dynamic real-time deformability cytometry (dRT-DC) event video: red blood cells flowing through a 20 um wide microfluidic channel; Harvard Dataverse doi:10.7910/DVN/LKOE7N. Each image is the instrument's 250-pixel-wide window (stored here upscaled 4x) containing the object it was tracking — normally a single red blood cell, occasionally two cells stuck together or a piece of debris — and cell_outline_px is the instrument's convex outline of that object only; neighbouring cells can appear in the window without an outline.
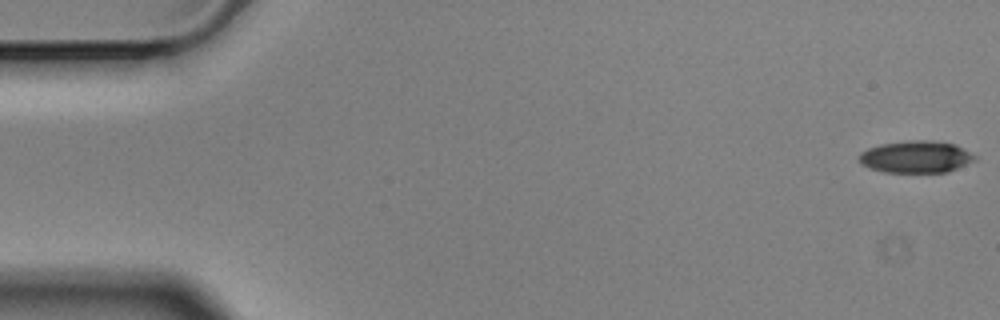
{"species": "Egyptian fruit bat (a non-hibernating species)", "species_latin": "Rousettus aegyptiacus", "temperature_condition": "cold", "stored_images_in_passage": 58, "camera_frame_rate_fps": 3000, "um_per_image_px": 0.085, "animal": {"sex": "male"}, "frame": {"image": 1, "passage_image": 1, "time_ms": 0.0, "image_size_px": [1000, 320], "cell_outline_px": [[976, 160], [948, 172], [884, 172], [860, 164], [860, 152], [868, 148], [880, 144], [908, 140], [932, 140], [956, 144], [976, 156]], "centroid_in_image_um": [77.87, 13.32], "position_along_channel_um": 7.1, "area_um2": 21.62}}
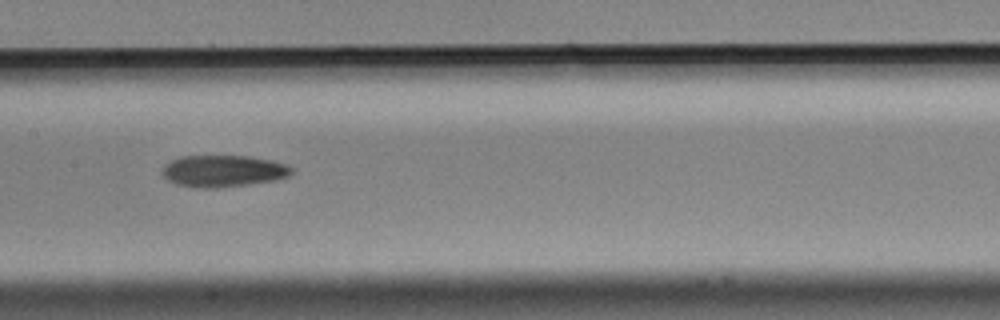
{"frame": {"image": 2, "passage_image": 28, "time_ms": 9.0, "image_size_px": [1000, 320], "cell_outline_px": [[296, 168], [288, 176], [276, 180], [248, 184], [216, 188], [196, 188], [176, 184], [168, 180], [160, 172], [164, 164], [180, 156], [248, 156], [272, 160], [288, 164]], "centroid_in_image_um": [18.98, 14.53], "position_along_channel_um": 188.4, "area_um2": 24.22}}
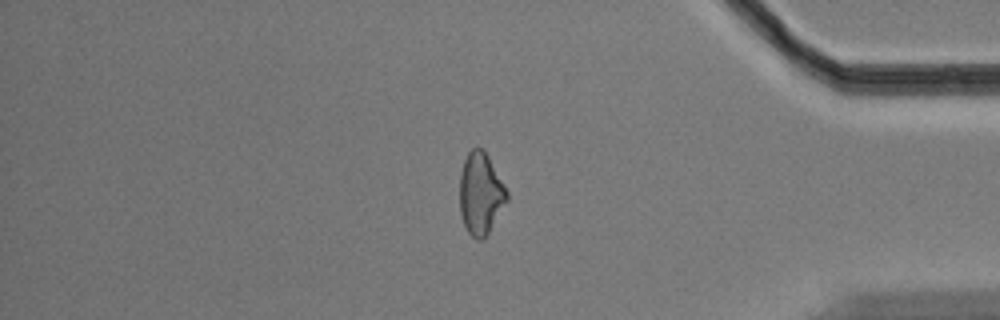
{"frame": {"image": 3, "passage_image": 48, "time_ms": 15.667, "image_size_px": [1000, 320], "cell_outline_px": [[508, 200], [488, 232], [480, 240], [476, 240], [468, 232], [464, 224], [460, 212], [460, 172], [464, 160], [468, 152], [476, 144], [484, 148], [508, 192]], "centroid_in_image_um": [40.84, 16.4], "position_along_channel_um": 394.4, "area_um2": 22.54}, "authors_computed_cell_mechanics": {"area_um2": 23.1489, "velocity_mm_per_s": 3.5104, "shape_relaxation_time_tau1_ms": 10.322, "shape_relaxation_time_tau2_ms": null, "deformation_change_tau1": 0.1956, "deformation_change_tau2": null}}